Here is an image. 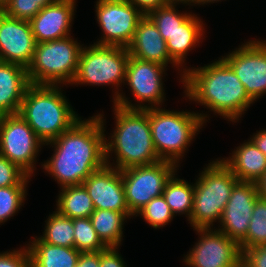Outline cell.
<instances>
[{
  "instance_id": "cell-1",
  "label": "cell",
  "mask_w": 266,
  "mask_h": 267,
  "mask_svg": "<svg viewBox=\"0 0 266 267\" xmlns=\"http://www.w3.org/2000/svg\"><path fill=\"white\" fill-rule=\"evenodd\" d=\"M105 129L94 114L82 117L58 138L45 143L51 157L39 162L44 175L52 177L59 188L82 184L106 164Z\"/></svg>"
},
{
  "instance_id": "cell-2",
  "label": "cell",
  "mask_w": 266,
  "mask_h": 267,
  "mask_svg": "<svg viewBox=\"0 0 266 267\" xmlns=\"http://www.w3.org/2000/svg\"><path fill=\"white\" fill-rule=\"evenodd\" d=\"M217 58L203 66L193 65L184 73L181 96L188 104H195L194 109L199 105L208 110H197L206 125L211 114L232 125L238 124L255 102L232 68L221 57Z\"/></svg>"
},
{
  "instance_id": "cell-3",
  "label": "cell",
  "mask_w": 266,
  "mask_h": 267,
  "mask_svg": "<svg viewBox=\"0 0 266 267\" xmlns=\"http://www.w3.org/2000/svg\"><path fill=\"white\" fill-rule=\"evenodd\" d=\"M111 104L115 119L112 131H106L107 118L103 109L96 113L105 129L106 164L121 171L160 161L152 140L148 109H127Z\"/></svg>"
},
{
  "instance_id": "cell-4",
  "label": "cell",
  "mask_w": 266,
  "mask_h": 267,
  "mask_svg": "<svg viewBox=\"0 0 266 267\" xmlns=\"http://www.w3.org/2000/svg\"><path fill=\"white\" fill-rule=\"evenodd\" d=\"M65 87L68 86L30 84L25 91L19 114L44 144L58 138L83 117L67 98Z\"/></svg>"
},
{
  "instance_id": "cell-5",
  "label": "cell",
  "mask_w": 266,
  "mask_h": 267,
  "mask_svg": "<svg viewBox=\"0 0 266 267\" xmlns=\"http://www.w3.org/2000/svg\"><path fill=\"white\" fill-rule=\"evenodd\" d=\"M149 123L155 150L161 160L179 167L189 153V147L197 135L205 129L196 110H168L166 106L148 109Z\"/></svg>"
},
{
  "instance_id": "cell-6",
  "label": "cell",
  "mask_w": 266,
  "mask_h": 267,
  "mask_svg": "<svg viewBox=\"0 0 266 267\" xmlns=\"http://www.w3.org/2000/svg\"><path fill=\"white\" fill-rule=\"evenodd\" d=\"M194 180V201L190 216L191 229L216 228L238 181L217 157L208 160ZM216 223V224H215Z\"/></svg>"
},
{
  "instance_id": "cell-7",
  "label": "cell",
  "mask_w": 266,
  "mask_h": 267,
  "mask_svg": "<svg viewBox=\"0 0 266 267\" xmlns=\"http://www.w3.org/2000/svg\"><path fill=\"white\" fill-rule=\"evenodd\" d=\"M84 43L76 75L69 87L92 86L112 89L110 102H114L123 89L130 55L120 46Z\"/></svg>"
},
{
  "instance_id": "cell-8",
  "label": "cell",
  "mask_w": 266,
  "mask_h": 267,
  "mask_svg": "<svg viewBox=\"0 0 266 267\" xmlns=\"http://www.w3.org/2000/svg\"><path fill=\"white\" fill-rule=\"evenodd\" d=\"M74 34L53 41L36 43L31 64L27 67L30 84L69 86L76 75L84 42Z\"/></svg>"
},
{
  "instance_id": "cell-9",
  "label": "cell",
  "mask_w": 266,
  "mask_h": 267,
  "mask_svg": "<svg viewBox=\"0 0 266 267\" xmlns=\"http://www.w3.org/2000/svg\"><path fill=\"white\" fill-rule=\"evenodd\" d=\"M169 69L161 64L130 56L123 90L125 86L131 94L127 96L126 91L122 90L113 103L123 108L141 110L166 106L168 99L164 82Z\"/></svg>"
},
{
  "instance_id": "cell-10",
  "label": "cell",
  "mask_w": 266,
  "mask_h": 267,
  "mask_svg": "<svg viewBox=\"0 0 266 267\" xmlns=\"http://www.w3.org/2000/svg\"><path fill=\"white\" fill-rule=\"evenodd\" d=\"M44 146L19 113L0 116V155L33 178Z\"/></svg>"
},
{
  "instance_id": "cell-11",
  "label": "cell",
  "mask_w": 266,
  "mask_h": 267,
  "mask_svg": "<svg viewBox=\"0 0 266 267\" xmlns=\"http://www.w3.org/2000/svg\"><path fill=\"white\" fill-rule=\"evenodd\" d=\"M179 168L173 162L160 160L121 170L129 212L134 216L151 199L161 196L167 182L181 170Z\"/></svg>"
},
{
  "instance_id": "cell-12",
  "label": "cell",
  "mask_w": 266,
  "mask_h": 267,
  "mask_svg": "<svg viewBox=\"0 0 266 267\" xmlns=\"http://www.w3.org/2000/svg\"><path fill=\"white\" fill-rule=\"evenodd\" d=\"M255 37L243 40L244 43L220 57L232 68L248 96L257 103L266 95V39Z\"/></svg>"
},
{
  "instance_id": "cell-13",
  "label": "cell",
  "mask_w": 266,
  "mask_h": 267,
  "mask_svg": "<svg viewBox=\"0 0 266 267\" xmlns=\"http://www.w3.org/2000/svg\"><path fill=\"white\" fill-rule=\"evenodd\" d=\"M94 3L95 19L101 32L93 43L127 48L144 15L126 0H96Z\"/></svg>"
},
{
  "instance_id": "cell-14",
  "label": "cell",
  "mask_w": 266,
  "mask_h": 267,
  "mask_svg": "<svg viewBox=\"0 0 266 267\" xmlns=\"http://www.w3.org/2000/svg\"><path fill=\"white\" fill-rule=\"evenodd\" d=\"M198 239L183 254L186 267H241L239 244L215 228L193 229ZM184 263V264H183Z\"/></svg>"
},
{
  "instance_id": "cell-15",
  "label": "cell",
  "mask_w": 266,
  "mask_h": 267,
  "mask_svg": "<svg viewBox=\"0 0 266 267\" xmlns=\"http://www.w3.org/2000/svg\"><path fill=\"white\" fill-rule=\"evenodd\" d=\"M258 196L256 182L237 181L215 229L239 244L246 237Z\"/></svg>"
},
{
  "instance_id": "cell-16",
  "label": "cell",
  "mask_w": 266,
  "mask_h": 267,
  "mask_svg": "<svg viewBox=\"0 0 266 267\" xmlns=\"http://www.w3.org/2000/svg\"><path fill=\"white\" fill-rule=\"evenodd\" d=\"M35 46L30 22L9 17L0 10V61L27 68L32 62Z\"/></svg>"
},
{
  "instance_id": "cell-17",
  "label": "cell",
  "mask_w": 266,
  "mask_h": 267,
  "mask_svg": "<svg viewBox=\"0 0 266 267\" xmlns=\"http://www.w3.org/2000/svg\"><path fill=\"white\" fill-rule=\"evenodd\" d=\"M77 0H57L43 7L29 22L36 43L62 39L73 34Z\"/></svg>"
},
{
  "instance_id": "cell-18",
  "label": "cell",
  "mask_w": 266,
  "mask_h": 267,
  "mask_svg": "<svg viewBox=\"0 0 266 267\" xmlns=\"http://www.w3.org/2000/svg\"><path fill=\"white\" fill-rule=\"evenodd\" d=\"M95 209H109L130 213L126 202L121 171L105 164L82 183Z\"/></svg>"
},
{
  "instance_id": "cell-19",
  "label": "cell",
  "mask_w": 266,
  "mask_h": 267,
  "mask_svg": "<svg viewBox=\"0 0 266 267\" xmlns=\"http://www.w3.org/2000/svg\"><path fill=\"white\" fill-rule=\"evenodd\" d=\"M127 49L130 56L139 60L155 62L167 68L171 66L176 71L177 79L179 78V85L182 83L185 72L170 58L166 41L147 15L139 20Z\"/></svg>"
},
{
  "instance_id": "cell-20",
  "label": "cell",
  "mask_w": 266,
  "mask_h": 267,
  "mask_svg": "<svg viewBox=\"0 0 266 267\" xmlns=\"http://www.w3.org/2000/svg\"><path fill=\"white\" fill-rule=\"evenodd\" d=\"M206 20L200 14L192 13L166 40L167 51L170 58L184 71L192 67L187 63V56L200 48L207 38ZM201 43V44H200ZM188 65V66H187Z\"/></svg>"
},
{
  "instance_id": "cell-21",
  "label": "cell",
  "mask_w": 266,
  "mask_h": 267,
  "mask_svg": "<svg viewBox=\"0 0 266 267\" xmlns=\"http://www.w3.org/2000/svg\"><path fill=\"white\" fill-rule=\"evenodd\" d=\"M229 152L218 157L238 181L257 182L266 172V156L248 138Z\"/></svg>"
},
{
  "instance_id": "cell-22",
  "label": "cell",
  "mask_w": 266,
  "mask_h": 267,
  "mask_svg": "<svg viewBox=\"0 0 266 267\" xmlns=\"http://www.w3.org/2000/svg\"><path fill=\"white\" fill-rule=\"evenodd\" d=\"M29 85L27 68L0 61V116L19 113Z\"/></svg>"
},
{
  "instance_id": "cell-23",
  "label": "cell",
  "mask_w": 266,
  "mask_h": 267,
  "mask_svg": "<svg viewBox=\"0 0 266 267\" xmlns=\"http://www.w3.org/2000/svg\"><path fill=\"white\" fill-rule=\"evenodd\" d=\"M31 267H76L80 253L76 248L55 246L42 241L37 234L28 239Z\"/></svg>"
},
{
  "instance_id": "cell-24",
  "label": "cell",
  "mask_w": 266,
  "mask_h": 267,
  "mask_svg": "<svg viewBox=\"0 0 266 267\" xmlns=\"http://www.w3.org/2000/svg\"><path fill=\"white\" fill-rule=\"evenodd\" d=\"M89 218L97 235L107 247H120L123 245V237L125 238V225L134 216L109 209H95Z\"/></svg>"
},
{
  "instance_id": "cell-25",
  "label": "cell",
  "mask_w": 266,
  "mask_h": 267,
  "mask_svg": "<svg viewBox=\"0 0 266 267\" xmlns=\"http://www.w3.org/2000/svg\"><path fill=\"white\" fill-rule=\"evenodd\" d=\"M55 209L71 219L90 217L94 204L83 184L59 188Z\"/></svg>"
},
{
  "instance_id": "cell-26",
  "label": "cell",
  "mask_w": 266,
  "mask_h": 267,
  "mask_svg": "<svg viewBox=\"0 0 266 267\" xmlns=\"http://www.w3.org/2000/svg\"><path fill=\"white\" fill-rule=\"evenodd\" d=\"M178 173L180 172L177 171L167 182L162 195L174 216L183 217L184 215L190 225L194 201V181L191 183V181L181 178Z\"/></svg>"
},
{
  "instance_id": "cell-27",
  "label": "cell",
  "mask_w": 266,
  "mask_h": 267,
  "mask_svg": "<svg viewBox=\"0 0 266 267\" xmlns=\"http://www.w3.org/2000/svg\"><path fill=\"white\" fill-rule=\"evenodd\" d=\"M44 222L42 234L38 235L42 241L55 246L74 248L73 219L55 209L49 212Z\"/></svg>"
},
{
  "instance_id": "cell-28",
  "label": "cell",
  "mask_w": 266,
  "mask_h": 267,
  "mask_svg": "<svg viewBox=\"0 0 266 267\" xmlns=\"http://www.w3.org/2000/svg\"><path fill=\"white\" fill-rule=\"evenodd\" d=\"M179 8V5L166 4L147 15L153 21L165 41L193 13L192 10H188L192 8H186L185 6V10L182 11L178 10Z\"/></svg>"
},
{
  "instance_id": "cell-29",
  "label": "cell",
  "mask_w": 266,
  "mask_h": 267,
  "mask_svg": "<svg viewBox=\"0 0 266 267\" xmlns=\"http://www.w3.org/2000/svg\"><path fill=\"white\" fill-rule=\"evenodd\" d=\"M266 245V199L257 197L246 237L239 243L244 249Z\"/></svg>"
},
{
  "instance_id": "cell-30",
  "label": "cell",
  "mask_w": 266,
  "mask_h": 267,
  "mask_svg": "<svg viewBox=\"0 0 266 267\" xmlns=\"http://www.w3.org/2000/svg\"><path fill=\"white\" fill-rule=\"evenodd\" d=\"M137 217L142 218L153 230L163 229L175 219L163 195L151 199L134 215V219Z\"/></svg>"
},
{
  "instance_id": "cell-31",
  "label": "cell",
  "mask_w": 266,
  "mask_h": 267,
  "mask_svg": "<svg viewBox=\"0 0 266 267\" xmlns=\"http://www.w3.org/2000/svg\"><path fill=\"white\" fill-rule=\"evenodd\" d=\"M29 186L0 187V226L13 219L23 209Z\"/></svg>"
},
{
  "instance_id": "cell-32",
  "label": "cell",
  "mask_w": 266,
  "mask_h": 267,
  "mask_svg": "<svg viewBox=\"0 0 266 267\" xmlns=\"http://www.w3.org/2000/svg\"><path fill=\"white\" fill-rule=\"evenodd\" d=\"M74 248L79 252L102 251L107 246L101 241L89 217L73 219Z\"/></svg>"
},
{
  "instance_id": "cell-33",
  "label": "cell",
  "mask_w": 266,
  "mask_h": 267,
  "mask_svg": "<svg viewBox=\"0 0 266 267\" xmlns=\"http://www.w3.org/2000/svg\"><path fill=\"white\" fill-rule=\"evenodd\" d=\"M57 0H7L1 7L7 16L30 21L43 7Z\"/></svg>"
},
{
  "instance_id": "cell-34",
  "label": "cell",
  "mask_w": 266,
  "mask_h": 267,
  "mask_svg": "<svg viewBox=\"0 0 266 267\" xmlns=\"http://www.w3.org/2000/svg\"><path fill=\"white\" fill-rule=\"evenodd\" d=\"M33 177L0 155V187L29 186Z\"/></svg>"
},
{
  "instance_id": "cell-35",
  "label": "cell",
  "mask_w": 266,
  "mask_h": 267,
  "mask_svg": "<svg viewBox=\"0 0 266 267\" xmlns=\"http://www.w3.org/2000/svg\"><path fill=\"white\" fill-rule=\"evenodd\" d=\"M0 267H31V258L27 246L23 243L16 249L0 251Z\"/></svg>"
},
{
  "instance_id": "cell-36",
  "label": "cell",
  "mask_w": 266,
  "mask_h": 267,
  "mask_svg": "<svg viewBox=\"0 0 266 267\" xmlns=\"http://www.w3.org/2000/svg\"><path fill=\"white\" fill-rule=\"evenodd\" d=\"M241 267H266V245L244 249Z\"/></svg>"
},
{
  "instance_id": "cell-37",
  "label": "cell",
  "mask_w": 266,
  "mask_h": 267,
  "mask_svg": "<svg viewBox=\"0 0 266 267\" xmlns=\"http://www.w3.org/2000/svg\"><path fill=\"white\" fill-rule=\"evenodd\" d=\"M120 249L121 247H107L105 250L100 251L99 267H128Z\"/></svg>"
},
{
  "instance_id": "cell-38",
  "label": "cell",
  "mask_w": 266,
  "mask_h": 267,
  "mask_svg": "<svg viewBox=\"0 0 266 267\" xmlns=\"http://www.w3.org/2000/svg\"><path fill=\"white\" fill-rule=\"evenodd\" d=\"M135 6L144 16L167 4L166 0H126Z\"/></svg>"
},
{
  "instance_id": "cell-39",
  "label": "cell",
  "mask_w": 266,
  "mask_h": 267,
  "mask_svg": "<svg viewBox=\"0 0 266 267\" xmlns=\"http://www.w3.org/2000/svg\"><path fill=\"white\" fill-rule=\"evenodd\" d=\"M100 251L81 252L76 267H99Z\"/></svg>"
},
{
  "instance_id": "cell-40",
  "label": "cell",
  "mask_w": 266,
  "mask_h": 267,
  "mask_svg": "<svg viewBox=\"0 0 266 267\" xmlns=\"http://www.w3.org/2000/svg\"><path fill=\"white\" fill-rule=\"evenodd\" d=\"M249 139L256 145V147L266 156V128L256 130Z\"/></svg>"
},
{
  "instance_id": "cell-41",
  "label": "cell",
  "mask_w": 266,
  "mask_h": 267,
  "mask_svg": "<svg viewBox=\"0 0 266 267\" xmlns=\"http://www.w3.org/2000/svg\"><path fill=\"white\" fill-rule=\"evenodd\" d=\"M257 191L260 197L266 199V172L264 175L256 182Z\"/></svg>"
},
{
  "instance_id": "cell-42",
  "label": "cell",
  "mask_w": 266,
  "mask_h": 267,
  "mask_svg": "<svg viewBox=\"0 0 266 267\" xmlns=\"http://www.w3.org/2000/svg\"><path fill=\"white\" fill-rule=\"evenodd\" d=\"M167 4L182 5L181 7L194 8L196 7L197 0H166Z\"/></svg>"
},
{
  "instance_id": "cell-43",
  "label": "cell",
  "mask_w": 266,
  "mask_h": 267,
  "mask_svg": "<svg viewBox=\"0 0 266 267\" xmlns=\"http://www.w3.org/2000/svg\"><path fill=\"white\" fill-rule=\"evenodd\" d=\"M224 2L226 0H197L196 2V8L198 9V7L200 8L201 6L204 7V6H211V4H216V3H221V2Z\"/></svg>"
},
{
  "instance_id": "cell-44",
  "label": "cell",
  "mask_w": 266,
  "mask_h": 267,
  "mask_svg": "<svg viewBox=\"0 0 266 267\" xmlns=\"http://www.w3.org/2000/svg\"><path fill=\"white\" fill-rule=\"evenodd\" d=\"M7 0H0V7L6 2Z\"/></svg>"
}]
</instances>
